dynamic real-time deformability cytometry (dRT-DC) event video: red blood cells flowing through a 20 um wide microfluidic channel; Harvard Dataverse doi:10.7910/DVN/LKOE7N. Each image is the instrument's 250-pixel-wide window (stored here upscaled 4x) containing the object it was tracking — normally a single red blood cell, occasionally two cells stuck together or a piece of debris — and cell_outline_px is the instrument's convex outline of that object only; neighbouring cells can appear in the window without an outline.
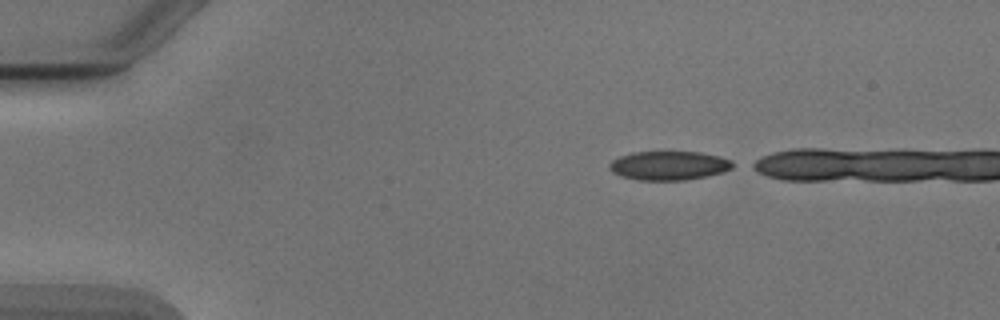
{"species": "Egyptian fruit bat (a non-hibernating species)", "species_latin": "Rousettus aegyptiacus", "temperature_condition": "cold", "stored_images_in_passage": 4, "camera_frame_rate_fps": 3000, "um_per_image_px": 0.085, "animal": {"sex": "male"}, "frame": {"image": 1, "passage_image": 1, "time_ms": 0.0, "image_size_px": [1000, 320], "cell_outline_px": [[740, 164], [724, 172], [708, 176], [684, 180], [636, 180], [620, 176], [612, 172], [608, 168], [608, 164], [612, 160], [620, 156], [632, 152], [700, 152], [720, 156], [732, 160]], "centroid_in_image_um": [56.9, 14.07], "position_along_channel_um": 28.1, "area_um2": 21.21}}